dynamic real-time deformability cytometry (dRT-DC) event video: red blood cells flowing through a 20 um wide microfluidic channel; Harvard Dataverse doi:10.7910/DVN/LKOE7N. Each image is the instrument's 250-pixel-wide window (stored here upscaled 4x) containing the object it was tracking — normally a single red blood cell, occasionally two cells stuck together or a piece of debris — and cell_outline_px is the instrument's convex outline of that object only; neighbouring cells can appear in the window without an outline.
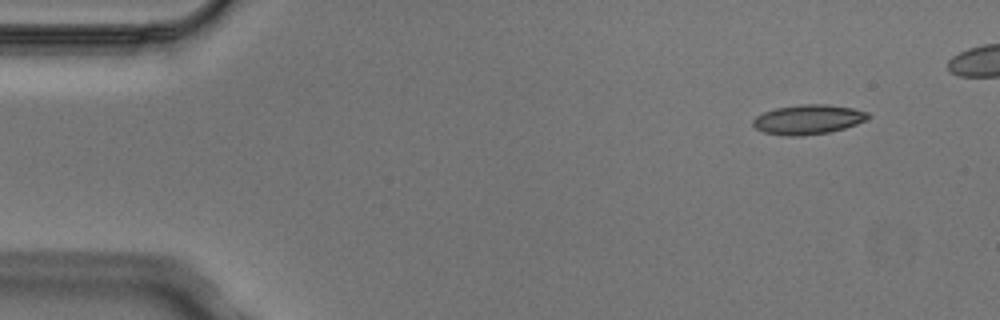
{"species": "Egyptian fruit bat (a non-hibernating species)", "species_latin": "Rousettus aegyptiacus", "temperature_condition": "cold", "stored_images_in_passage": 5, "segment_of_instrument_passage": [2, 2], "camera_frame_rate_fps": 3000, "um_per_image_px": 0.085, "animal": {"sex": "male"}, "frame": {"image": 1, "passage_image": 5, "time_ms": 1.333, "image_size_px": [1000, 320], "cell_outline_px": [[872, 116], [856, 124], [844, 128], [828, 132], [804, 136], [784, 136], [764, 132], [756, 128], [752, 124], [752, 120], [756, 116], [764, 112], [776, 108], [800, 104], [828, 104], [852, 108], [868, 112]], "centroid_in_image_um": [68.68, 10.15], "position_along_channel_um": 16.3, "area_um2": 19.88}}